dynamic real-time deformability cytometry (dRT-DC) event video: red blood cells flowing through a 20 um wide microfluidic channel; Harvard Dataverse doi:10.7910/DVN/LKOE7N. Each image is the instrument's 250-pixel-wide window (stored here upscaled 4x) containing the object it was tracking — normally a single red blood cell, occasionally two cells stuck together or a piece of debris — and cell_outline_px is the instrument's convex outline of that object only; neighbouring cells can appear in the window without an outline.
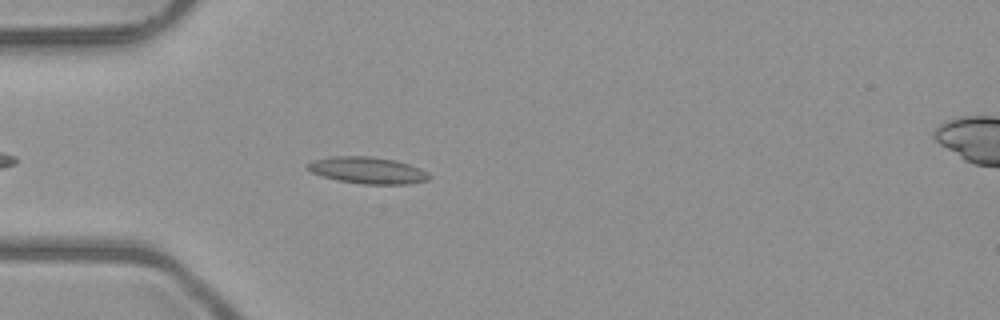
{"species": "common noctule bat (a hibernating species)", "species_latin": "Nyctalus noctula", "temperature_condition": "room temperature", "stored_images_in_passage": 36, "camera_frame_rate_fps": 3000, "um_per_image_px": 0.085, "animal": {"sex": "male", "body_mass_g": 23.1, "forearm_length_mm": 52.7}, "frame": {"image": 1, "passage_image": 6, "time_ms": 1.667, "image_size_px": [1000, 320], "cell_outline_px": [[432, 176], [428, 180], [408, 184], [364, 184], [336, 180], [312, 172], [304, 164], [312, 160], [332, 156], [372, 156], [396, 160], [420, 168], [428, 172]], "centroid_in_image_um": [31.26, 14.47], "position_along_channel_um": 53.7, "area_um2": 19.02}}
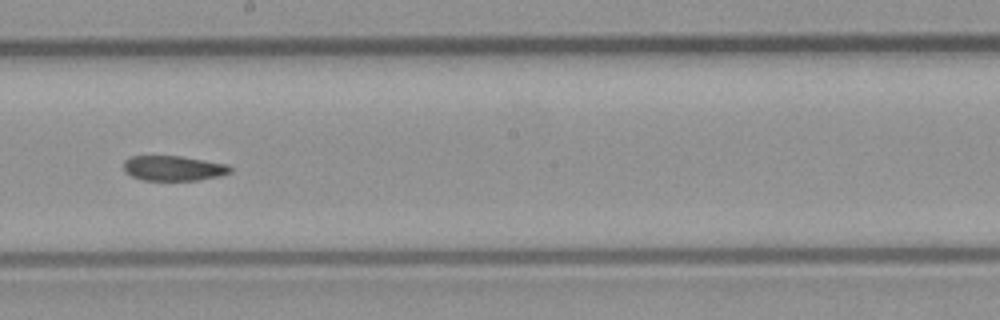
{"frame": {"image": 2, "passage_image": 20, "time_ms": 6.333, "image_size_px": [1000, 320], "cell_outline_px": [[232, 172], [220, 176], [200, 180], [144, 180], [132, 176], [124, 172], [124, 160], [128, 156], [180, 156], [228, 164], [232, 168]], "centroid_in_image_um": [14.75, 14.3], "position_along_channel_um": 233.4, "area_um2": 15.66}}
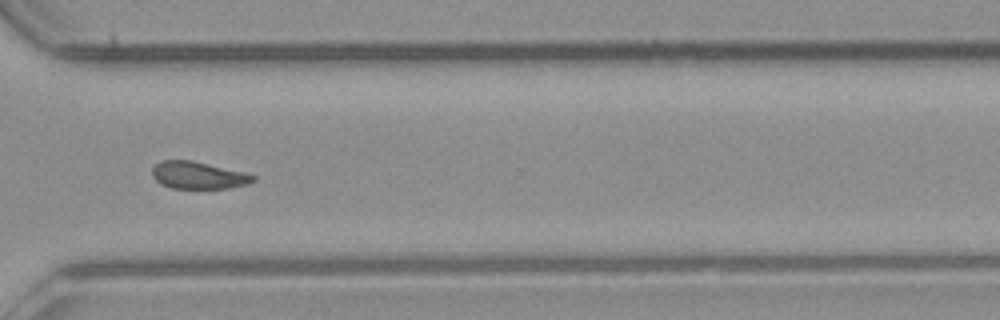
{"frame": {"image": 3, "passage_image": 29, "time_ms": 9.333, "image_size_px": [1000, 320], "cell_outline_px": [[256, 180], [248, 184], [228, 188], [172, 188], [160, 184], [152, 176], [152, 168], [160, 160], [192, 160], [244, 172], [256, 176]], "centroid_in_image_um": [16.84, 14.89], "position_along_channel_um": 353.8, "area_um2": 16.07}, "authors_computed_cell_mechanics": {"area_um2": 16.6464, "velocity_mm_per_s": 4.0133, "shape_relaxation_time_tau1_ms": null, "shape_relaxation_time_tau2_ms": 4.5173, "deformation_change_tau1": null, "deformation_change_tau2": 0.111}}